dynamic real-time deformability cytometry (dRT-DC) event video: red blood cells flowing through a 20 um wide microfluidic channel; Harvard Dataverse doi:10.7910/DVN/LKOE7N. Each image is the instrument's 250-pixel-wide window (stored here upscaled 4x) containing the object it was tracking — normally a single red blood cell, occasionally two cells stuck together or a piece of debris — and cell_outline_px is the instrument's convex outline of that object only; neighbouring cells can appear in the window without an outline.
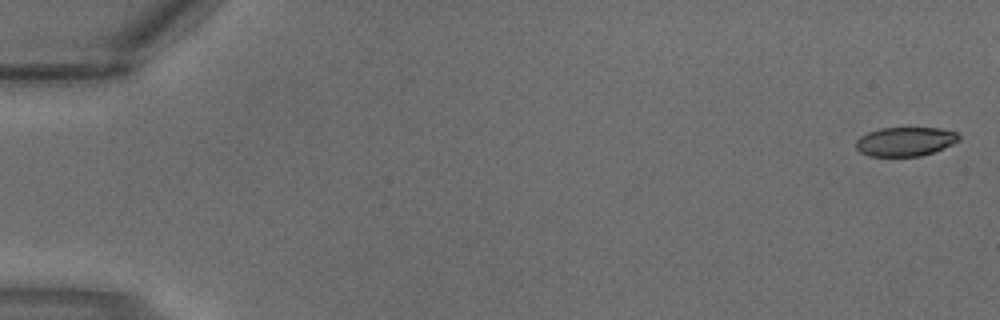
{"species": "common noctule bat (a hibernating species)", "species_latin": "Nyctalus noctula", "temperature_condition": "warm", "stored_images_in_passage": 3, "camera_frame_rate_fps": 3000, "um_per_image_px": 0.085, "animal": {"sex": "male", "body_mass_g": 18.8}, "frame": {"image": 1, "passage_image": 1, "time_ms": 0.0, "image_size_px": [1000, 320], "cell_outline_px": [[960, 140], [944, 148], [920, 156], [868, 156], [860, 152], [856, 148], [856, 140], [860, 136], [868, 132], [880, 128], [940, 128], [956, 132], [960, 136]], "centroid_in_image_um": [76.94, 12.03], "position_along_channel_um": 8.1, "area_um2": 17.46}}
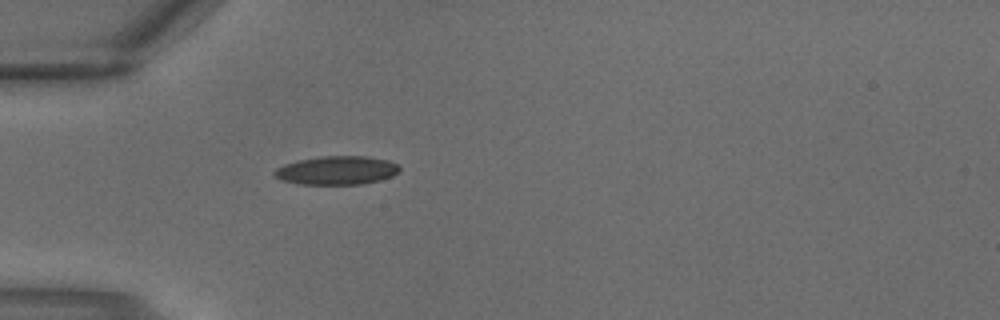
{"frame": {"image": 2, "passage_image": 3, "time_ms": 0.667, "image_size_px": [1000, 320], "cell_outline_px": [[400, 172], [392, 176], [380, 180], [360, 184], [300, 184], [280, 180], [272, 172], [276, 168], [284, 164], [300, 160], [324, 156], [368, 156], [388, 160], [396, 164], [400, 168]], "centroid_in_image_um": [28.63, 14.48], "position_along_channel_um": 56.4, "area_um2": 20.81}}